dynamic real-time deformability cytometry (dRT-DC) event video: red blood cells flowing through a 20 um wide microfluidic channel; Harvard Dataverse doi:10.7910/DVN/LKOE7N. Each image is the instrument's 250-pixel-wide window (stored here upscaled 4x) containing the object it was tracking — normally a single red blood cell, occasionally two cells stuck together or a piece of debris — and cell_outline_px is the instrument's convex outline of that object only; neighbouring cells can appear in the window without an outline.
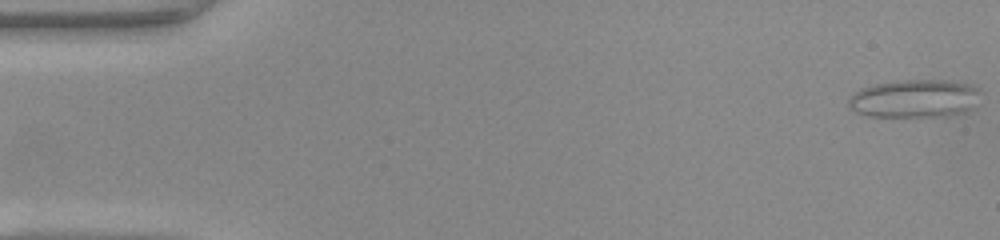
{"species": "common noctule bat (a hibernating species)", "species_latin": "Nyctalus noctula", "temperature_condition": "warm", "stored_images_in_passage": 49, "camera_frame_rate_fps": 3000, "um_per_image_px": 0.085, "animal": {"sex": "female", "body_mass_g": 22.0, "forearm_length_mm": 56.7}, "frame": {"image": 1, "passage_image": 1, "time_ms": 0.0, "image_size_px": [1000, 240], "cell_outline_px": [[980, 88], [968, 108], [964, 112], [944, 116], [868, 116], [856, 112], [848, 108], [848, 100], [860, 88], [876, 84], [896, 80], [948, 80], [972, 84]], "centroid_in_image_um": [77.66, 8.36], "position_along_channel_um": 7.3, "area_um2": 28.9}}
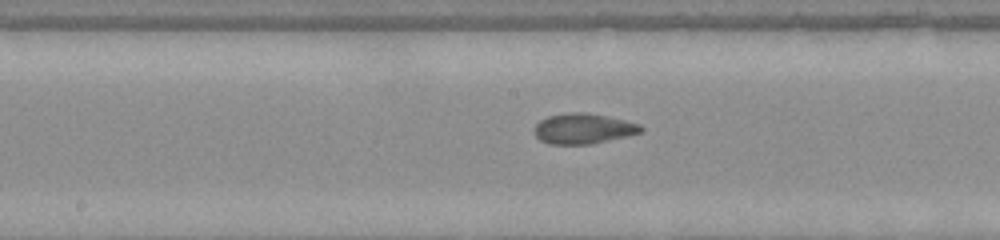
{"frame": {"image": 2, "passage_image": 25, "time_ms": 8.0, "image_size_px": [1000, 240], "cell_outline_px": [[644, 128], [640, 132], [628, 136], [592, 144], [548, 144], [540, 140], [532, 132], [532, 128], [540, 120], [548, 116], [572, 112], [584, 112], [608, 116], [640, 124]], "centroid_in_image_um": [49.55, 10.94], "position_along_channel_um": 198.7, "area_um2": 19.02}}
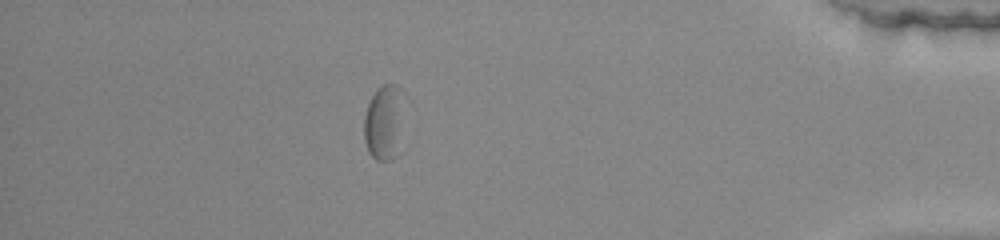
{"frame": {"image": 3, "passage_image": 43, "time_ms": 14.0, "image_size_px": [1000, 240], "cell_outline_px": [[408, 96], [396, 156], [392, 160], [376, 160], [368, 152], [364, 140], [364, 116], [368, 104], [376, 88], [384, 84], [396, 84]], "centroid_in_image_um": [32.7, 10.33], "position_along_channel_um": 402.5, "area_um2": 18.44}}